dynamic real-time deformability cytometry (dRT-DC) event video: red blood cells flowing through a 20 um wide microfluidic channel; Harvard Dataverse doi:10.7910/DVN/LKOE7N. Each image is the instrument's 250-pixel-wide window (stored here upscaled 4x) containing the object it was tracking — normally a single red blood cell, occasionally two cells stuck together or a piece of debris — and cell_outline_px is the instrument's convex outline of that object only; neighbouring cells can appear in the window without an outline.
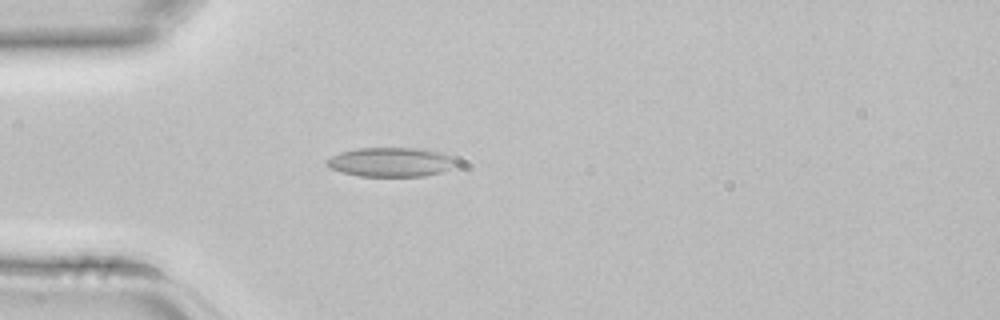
{"species": "common noctule bat (a hibernating species)", "species_latin": "Nyctalus noctula", "temperature_condition": "room temperature", "stored_images_in_passage": 2, "camera_frame_rate_fps": 3000, "um_per_image_px": 0.085, "animal": {"sex": "female", "body_mass_g": 22.7, "forearm_length_mm": 54.2}, "frame": {"image": 1, "passage_image": 2, "time_ms": 0.333, "image_size_px": [1000, 320], "cell_outline_px": [[460, 164], [456, 168], [424, 176], [360, 176], [340, 172], [324, 164], [324, 160], [340, 152], [356, 148], [420, 148], [440, 152], [456, 156], [460, 160]], "centroid_in_image_um": [33.31, 13.77], "position_along_channel_um": 51.7, "area_um2": 22.66}}